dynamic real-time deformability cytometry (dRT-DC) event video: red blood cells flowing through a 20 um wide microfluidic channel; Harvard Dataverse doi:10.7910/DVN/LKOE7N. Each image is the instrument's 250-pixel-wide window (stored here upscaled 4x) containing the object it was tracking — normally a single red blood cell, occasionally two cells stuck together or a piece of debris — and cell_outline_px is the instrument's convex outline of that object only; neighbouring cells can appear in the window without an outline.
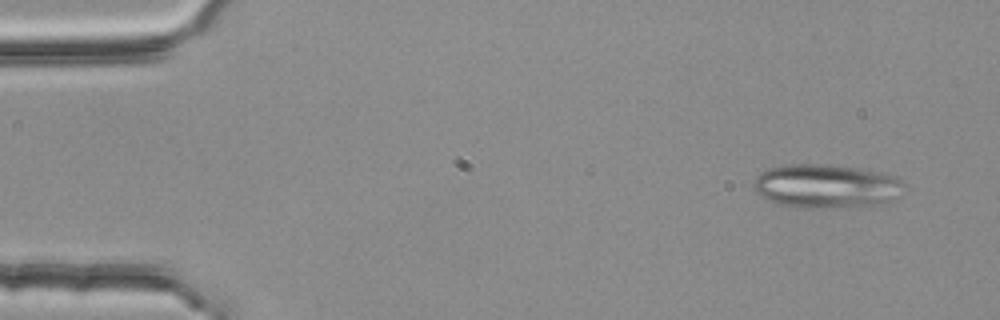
{"species": "common noctule bat (a hibernating species)", "species_latin": "Nyctalus noctula", "temperature_condition": "room temperature", "stored_images_in_passage": 5, "segment_of_instrument_passage": [1, 2], "camera_frame_rate_fps": 3000, "um_per_image_px": 0.085, "animal": {"sex": "female", "body_mass_g": 25.1}, "frame": {"image": 1, "passage_image": 1, "time_ms": 0.0, "image_size_px": [1000, 320], "cell_outline_px": [[904, 184], [896, 196], [892, 200], [884, 204], [852, 208], [800, 208], [780, 204], [760, 196], [752, 188], [752, 184], [756, 176], [768, 168], [784, 164], [824, 164], [852, 168], [892, 176], [900, 180]], "centroid_in_image_um": [70.15, 15.85], "position_along_channel_um": 14.9, "area_um2": 38.38}}